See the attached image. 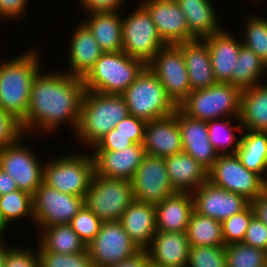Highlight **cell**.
I'll use <instances>...</instances> for the list:
<instances>
[{
	"label": "cell",
	"mask_w": 267,
	"mask_h": 267,
	"mask_svg": "<svg viewBox=\"0 0 267 267\" xmlns=\"http://www.w3.org/2000/svg\"><path fill=\"white\" fill-rule=\"evenodd\" d=\"M185 233L190 247L225 246L222 236V222L201 215L195 210L191 213Z\"/></svg>",
	"instance_id": "836d02e7"
},
{
	"label": "cell",
	"mask_w": 267,
	"mask_h": 267,
	"mask_svg": "<svg viewBox=\"0 0 267 267\" xmlns=\"http://www.w3.org/2000/svg\"><path fill=\"white\" fill-rule=\"evenodd\" d=\"M149 266H150V261L148 253L146 250H141L135 256L127 260H123L122 262L110 267H149Z\"/></svg>",
	"instance_id": "f907efd6"
},
{
	"label": "cell",
	"mask_w": 267,
	"mask_h": 267,
	"mask_svg": "<svg viewBox=\"0 0 267 267\" xmlns=\"http://www.w3.org/2000/svg\"><path fill=\"white\" fill-rule=\"evenodd\" d=\"M187 267H227L225 246L190 247Z\"/></svg>",
	"instance_id": "60d3db41"
},
{
	"label": "cell",
	"mask_w": 267,
	"mask_h": 267,
	"mask_svg": "<svg viewBox=\"0 0 267 267\" xmlns=\"http://www.w3.org/2000/svg\"><path fill=\"white\" fill-rule=\"evenodd\" d=\"M120 12H90L81 20L104 52L122 51L123 31Z\"/></svg>",
	"instance_id": "83f0119b"
},
{
	"label": "cell",
	"mask_w": 267,
	"mask_h": 267,
	"mask_svg": "<svg viewBox=\"0 0 267 267\" xmlns=\"http://www.w3.org/2000/svg\"><path fill=\"white\" fill-rule=\"evenodd\" d=\"M143 146L145 154L162 158L183 152L178 108L171 115L146 122Z\"/></svg>",
	"instance_id": "ac0fdd59"
},
{
	"label": "cell",
	"mask_w": 267,
	"mask_h": 267,
	"mask_svg": "<svg viewBox=\"0 0 267 267\" xmlns=\"http://www.w3.org/2000/svg\"><path fill=\"white\" fill-rule=\"evenodd\" d=\"M94 267H110L141 250L124 231L119 221L102 222L97 236L87 245Z\"/></svg>",
	"instance_id": "4fadbf2b"
},
{
	"label": "cell",
	"mask_w": 267,
	"mask_h": 267,
	"mask_svg": "<svg viewBox=\"0 0 267 267\" xmlns=\"http://www.w3.org/2000/svg\"><path fill=\"white\" fill-rule=\"evenodd\" d=\"M95 174L131 181L145 155L143 144L135 143L119 151L92 150Z\"/></svg>",
	"instance_id": "d6986e66"
},
{
	"label": "cell",
	"mask_w": 267,
	"mask_h": 267,
	"mask_svg": "<svg viewBox=\"0 0 267 267\" xmlns=\"http://www.w3.org/2000/svg\"><path fill=\"white\" fill-rule=\"evenodd\" d=\"M122 13V51L130 57L142 60L146 65L166 43L146 10L139 2L127 15Z\"/></svg>",
	"instance_id": "9c48e42d"
},
{
	"label": "cell",
	"mask_w": 267,
	"mask_h": 267,
	"mask_svg": "<svg viewBox=\"0 0 267 267\" xmlns=\"http://www.w3.org/2000/svg\"><path fill=\"white\" fill-rule=\"evenodd\" d=\"M16 190L18 187L13 177L0 168V196Z\"/></svg>",
	"instance_id": "f5cc1de1"
},
{
	"label": "cell",
	"mask_w": 267,
	"mask_h": 267,
	"mask_svg": "<svg viewBox=\"0 0 267 267\" xmlns=\"http://www.w3.org/2000/svg\"><path fill=\"white\" fill-rule=\"evenodd\" d=\"M182 54L191 91L208 88L218 83L211 66L209 49L203 39L182 43Z\"/></svg>",
	"instance_id": "4316f807"
},
{
	"label": "cell",
	"mask_w": 267,
	"mask_h": 267,
	"mask_svg": "<svg viewBox=\"0 0 267 267\" xmlns=\"http://www.w3.org/2000/svg\"><path fill=\"white\" fill-rule=\"evenodd\" d=\"M192 196L197 213L219 222L244 210L251 203L244 196L222 189L208 180Z\"/></svg>",
	"instance_id": "2e32d148"
},
{
	"label": "cell",
	"mask_w": 267,
	"mask_h": 267,
	"mask_svg": "<svg viewBox=\"0 0 267 267\" xmlns=\"http://www.w3.org/2000/svg\"><path fill=\"white\" fill-rule=\"evenodd\" d=\"M21 140L0 149V168L13 177L18 190L33 195L43 182L44 164Z\"/></svg>",
	"instance_id": "5bb4252c"
},
{
	"label": "cell",
	"mask_w": 267,
	"mask_h": 267,
	"mask_svg": "<svg viewBox=\"0 0 267 267\" xmlns=\"http://www.w3.org/2000/svg\"><path fill=\"white\" fill-rule=\"evenodd\" d=\"M239 120L243 129L267 132V81L242 91Z\"/></svg>",
	"instance_id": "f546056e"
},
{
	"label": "cell",
	"mask_w": 267,
	"mask_h": 267,
	"mask_svg": "<svg viewBox=\"0 0 267 267\" xmlns=\"http://www.w3.org/2000/svg\"><path fill=\"white\" fill-rule=\"evenodd\" d=\"M7 228H10L6 225V223L4 222L1 214H0V237L4 240V234L6 235V230Z\"/></svg>",
	"instance_id": "db71d44e"
},
{
	"label": "cell",
	"mask_w": 267,
	"mask_h": 267,
	"mask_svg": "<svg viewBox=\"0 0 267 267\" xmlns=\"http://www.w3.org/2000/svg\"><path fill=\"white\" fill-rule=\"evenodd\" d=\"M121 95L126 102L129 115L146 122L171 115L178 108L148 66Z\"/></svg>",
	"instance_id": "5b68a950"
},
{
	"label": "cell",
	"mask_w": 267,
	"mask_h": 267,
	"mask_svg": "<svg viewBox=\"0 0 267 267\" xmlns=\"http://www.w3.org/2000/svg\"><path fill=\"white\" fill-rule=\"evenodd\" d=\"M147 66L157 76L167 95L177 106L188 97L191 88L182 54V43L164 45Z\"/></svg>",
	"instance_id": "8fae6325"
},
{
	"label": "cell",
	"mask_w": 267,
	"mask_h": 267,
	"mask_svg": "<svg viewBox=\"0 0 267 267\" xmlns=\"http://www.w3.org/2000/svg\"><path fill=\"white\" fill-rule=\"evenodd\" d=\"M39 242L46 251L60 254H77L87 250L70 224H57L39 229Z\"/></svg>",
	"instance_id": "1f68e13d"
},
{
	"label": "cell",
	"mask_w": 267,
	"mask_h": 267,
	"mask_svg": "<svg viewBox=\"0 0 267 267\" xmlns=\"http://www.w3.org/2000/svg\"><path fill=\"white\" fill-rule=\"evenodd\" d=\"M242 243L267 252V225L256 215L251 218Z\"/></svg>",
	"instance_id": "f6af8a7d"
},
{
	"label": "cell",
	"mask_w": 267,
	"mask_h": 267,
	"mask_svg": "<svg viewBox=\"0 0 267 267\" xmlns=\"http://www.w3.org/2000/svg\"><path fill=\"white\" fill-rule=\"evenodd\" d=\"M77 25L68 43L69 55L67 58L70 68L66 73L83 79L104 51L82 21Z\"/></svg>",
	"instance_id": "603a6c76"
},
{
	"label": "cell",
	"mask_w": 267,
	"mask_h": 267,
	"mask_svg": "<svg viewBox=\"0 0 267 267\" xmlns=\"http://www.w3.org/2000/svg\"><path fill=\"white\" fill-rule=\"evenodd\" d=\"M101 225L102 221L85 204L70 222L72 229L86 245L97 236Z\"/></svg>",
	"instance_id": "b9f144b4"
},
{
	"label": "cell",
	"mask_w": 267,
	"mask_h": 267,
	"mask_svg": "<svg viewBox=\"0 0 267 267\" xmlns=\"http://www.w3.org/2000/svg\"><path fill=\"white\" fill-rule=\"evenodd\" d=\"M146 66L123 51L104 52L83 78L85 90L121 95Z\"/></svg>",
	"instance_id": "277c9868"
},
{
	"label": "cell",
	"mask_w": 267,
	"mask_h": 267,
	"mask_svg": "<svg viewBox=\"0 0 267 267\" xmlns=\"http://www.w3.org/2000/svg\"><path fill=\"white\" fill-rule=\"evenodd\" d=\"M119 222L140 250H146L157 232L155 205L134 200Z\"/></svg>",
	"instance_id": "cb8c5ba5"
},
{
	"label": "cell",
	"mask_w": 267,
	"mask_h": 267,
	"mask_svg": "<svg viewBox=\"0 0 267 267\" xmlns=\"http://www.w3.org/2000/svg\"><path fill=\"white\" fill-rule=\"evenodd\" d=\"M242 32V45L251 49L267 65V17L249 14Z\"/></svg>",
	"instance_id": "8d00e7d4"
},
{
	"label": "cell",
	"mask_w": 267,
	"mask_h": 267,
	"mask_svg": "<svg viewBox=\"0 0 267 267\" xmlns=\"http://www.w3.org/2000/svg\"><path fill=\"white\" fill-rule=\"evenodd\" d=\"M203 40L209 49L211 66L217 82L232 84L233 70L242 45L241 40L225 28Z\"/></svg>",
	"instance_id": "7402d4cb"
},
{
	"label": "cell",
	"mask_w": 267,
	"mask_h": 267,
	"mask_svg": "<svg viewBox=\"0 0 267 267\" xmlns=\"http://www.w3.org/2000/svg\"><path fill=\"white\" fill-rule=\"evenodd\" d=\"M255 215L250 203L244 210L232 215L222 222V236L225 245L240 243L244 240L247 227Z\"/></svg>",
	"instance_id": "f35d334b"
},
{
	"label": "cell",
	"mask_w": 267,
	"mask_h": 267,
	"mask_svg": "<svg viewBox=\"0 0 267 267\" xmlns=\"http://www.w3.org/2000/svg\"><path fill=\"white\" fill-rule=\"evenodd\" d=\"M183 11L189 32L196 39H203L219 32L223 28L215 13L212 0H175ZM218 15V17H217Z\"/></svg>",
	"instance_id": "f1b7e54d"
},
{
	"label": "cell",
	"mask_w": 267,
	"mask_h": 267,
	"mask_svg": "<svg viewBox=\"0 0 267 267\" xmlns=\"http://www.w3.org/2000/svg\"><path fill=\"white\" fill-rule=\"evenodd\" d=\"M255 215L267 225V189L251 202Z\"/></svg>",
	"instance_id": "816d5d0a"
},
{
	"label": "cell",
	"mask_w": 267,
	"mask_h": 267,
	"mask_svg": "<svg viewBox=\"0 0 267 267\" xmlns=\"http://www.w3.org/2000/svg\"><path fill=\"white\" fill-rule=\"evenodd\" d=\"M28 2L29 0H0V23L4 18V20H18L17 24H19L21 18H26Z\"/></svg>",
	"instance_id": "c3c4849f"
},
{
	"label": "cell",
	"mask_w": 267,
	"mask_h": 267,
	"mask_svg": "<svg viewBox=\"0 0 267 267\" xmlns=\"http://www.w3.org/2000/svg\"><path fill=\"white\" fill-rule=\"evenodd\" d=\"M134 201L132 182L94 173L84 204L102 222L119 221Z\"/></svg>",
	"instance_id": "ba28073f"
},
{
	"label": "cell",
	"mask_w": 267,
	"mask_h": 267,
	"mask_svg": "<svg viewBox=\"0 0 267 267\" xmlns=\"http://www.w3.org/2000/svg\"><path fill=\"white\" fill-rule=\"evenodd\" d=\"M149 267H158V266H155V265H153V264H150V266Z\"/></svg>",
	"instance_id": "6f0895ef"
},
{
	"label": "cell",
	"mask_w": 267,
	"mask_h": 267,
	"mask_svg": "<svg viewBox=\"0 0 267 267\" xmlns=\"http://www.w3.org/2000/svg\"><path fill=\"white\" fill-rule=\"evenodd\" d=\"M134 144L132 136L120 133L116 128H113L105 134L92 149L119 151Z\"/></svg>",
	"instance_id": "bcb514c9"
},
{
	"label": "cell",
	"mask_w": 267,
	"mask_h": 267,
	"mask_svg": "<svg viewBox=\"0 0 267 267\" xmlns=\"http://www.w3.org/2000/svg\"><path fill=\"white\" fill-rule=\"evenodd\" d=\"M126 0H78L81 10L90 12H120Z\"/></svg>",
	"instance_id": "681fc988"
},
{
	"label": "cell",
	"mask_w": 267,
	"mask_h": 267,
	"mask_svg": "<svg viewBox=\"0 0 267 267\" xmlns=\"http://www.w3.org/2000/svg\"><path fill=\"white\" fill-rule=\"evenodd\" d=\"M178 126L183 152L209 170L219 157L208 135L207 121L191 118L178 108Z\"/></svg>",
	"instance_id": "ffe728a7"
},
{
	"label": "cell",
	"mask_w": 267,
	"mask_h": 267,
	"mask_svg": "<svg viewBox=\"0 0 267 267\" xmlns=\"http://www.w3.org/2000/svg\"><path fill=\"white\" fill-rule=\"evenodd\" d=\"M5 243L0 247V267H4Z\"/></svg>",
	"instance_id": "11a10c76"
},
{
	"label": "cell",
	"mask_w": 267,
	"mask_h": 267,
	"mask_svg": "<svg viewBox=\"0 0 267 267\" xmlns=\"http://www.w3.org/2000/svg\"><path fill=\"white\" fill-rule=\"evenodd\" d=\"M55 158L44 163L43 182L62 193L85 198L95 173L92 154L74 152Z\"/></svg>",
	"instance_id": "8992f818"
},
{
	"label": "cell",
	"mask_w": 267,
	"mask_h": 267,
	"mask_svg": "<svg viewBox=\"0 0 267 267\" xmlns=\"http://www.w3.org/2000/svg\"><path fill=\"white\" fill-rule=\"evenodd\" d=\"M164 159L175 192L193 193L208 180V170L184 152Z\"/></svg>",
	"instance_id": "d4e9b609"
},
{
	"label": "cell",
	"mask_w": 267,
	"mask_h": 267,
	"mask_svg": "<svg viewBox=\"0 0 267 267\" xmlns=\"http://www.w3.org/2000/svg\"><path fill=\"white\" fill-rule=\"evenodd\" d=\"M132 188L134 200L157 205L176 192L170 182L165 159L145 154L135 175Z\"/></svg>",
	"instance_id": "9a60e30c"
},
{
	"label": "cell",
	"mask_w": 267,
	"mask_h": 267,
	"mask_svg": "<svg viewBox=\"0 0 267 267\" xmlns=\"http://www.w3.org/2000/svg\"><path fill=\"white\" fill-rule=\"evenodd\" d=\"M38 246L40 267H94L87 250L77 254H60L48 252L40 244Z\"/></svg>",
	"instance_id": "ab89813d"
},
{
	"label": "cell",
	"mask_w": 267,
	"mask_h": 267,
	"mask_svg": "<svg viewBox=\"0 0 267 267\" xmlns=\"http://www.w3.org/2000/svg\"><path fill=\"white\" fill-rule=\"evenodd\" d=\"M234 120L237 123L235 125L232 124ZM207 126L211 144L219 155L236 154L240 146L241 137L238 138L235 131H237L236 133H242L241 130H243L239 117L210 120L207 121Z\"/></svg>",
	"instance_id": "e575fe53"
},
{
	"label": "cell",
	"mask_w": 267,
	"mask_h": 267,
	"mask_svg": "<svg viewBox=\"0 0 267 267\" xmlns=\"http://www.w3.org/2000/svg\"><path fill=\"white\" fill-rule=\"evenodd\" d=\"M24 136L21 122L0 107V149L16 143Z\"/></svg>",
	"instance_id": "ee69618b"
},
{
	"label": "cell",
	"mask_w": 267,
	"mask_h": 267,
	"mask_svg": "<svg viewBox=\"0 0 267 267\" xmlns=\"http://www.w3.org/2000/svg\"><path fill=\"white\" fill-rule=\"evenodd\" d=\"M227 267H266L267 252L240 243L225 245Z\"/></svg>",
	"instance_id": "74e56055"
},
{
	"label": "cell",
	"mask_w": 267,
	"mask_h": 267,
	"mask_svg": "<svg viewBox=\"0 0 267 267\" xmlns=\"http://www.w3.org/2000/svg\"><path fill=\"white\" fill-rule=\"evenodd\" d=\"M145 124V120L128 115L118 124H116L115 128L120 133L132 136V141L134 143L143 144Z\"/></svg>",
	"instance_id": "7dc6e473"
},
{
	"label": "cell",
	"mask_w": 267,
	"mask_h": 267,
	"mask_svg": "<svg viewBox=\"0 0 267 267\" xmlns=\"http://www.w3.org/2000/svg\"><path fill=\"white\" fill-rule=\"evenodd\" d=\"M84 92L82 78L68 75L63 70L50 73L41 70L32 83L27 116L21 122L24 134L35 130L56 134L63 123L75 132Z\"/></svg>",
	"instance_id": "6da1fadb"
},
{
	"label": "cell",
	"mask_w": 267,
	"mask_h": 267,
	"mask_svg": "<svg viewBox=\"0 0 267 267\" xmlns=\"http://www.w3.org/2000/svg\"><path fill=\"white\" fill-rule=\"evenodd\" d=\"M18 247L7 246L5 242V260L4 267H40V258L38 251L27 246ZM37 252V253H36Z\"/></svg>",
	"instance_id": "7bdbcfd3"
},
{
	"label": "cell",
	"mask_w": 267,
	"mask_h": 267,
	"mask_svg": "<svg viewBox=\"0 0 267 267\" xmlns=\"http://www.w3.org/2000/svg\"><path fill=\"white\" fill-rule=\"evenodd\" d=\"M40 53L30 47L15 59L0 61V107L20 122L27 116L32 83L43 67Z\"/></svg>",
	"instance_id": "7a4b0ae2"
},
{
	"label": "cell",
	"mask_w": 267,
	"mask_h": 267,
	"mask_svg": "<svg viewBox=\"0 0 267 267\" xmlns=\"http://www.w3.org/2000/svg\"><path fill=\"white\" fill-rule=\"evenodd\" d=\"M150 14L157 31L166 44L195 40L189 32L186 17L175 0H140Z\"/></svg>",
	"instance_id": "e0dca14e"
},
{
	"label": "cell",
	"mask_w": 267,
	"mask_h": 267,
	"mask_svg": "<svg viewBox=\"0 0 267 267\" xmlns=\"http://www.w3.org/2000/svg\"><path fill=\"white\" fill-rule=\"evenodd\" d=\"M267 72L266 63L251 49L241 45L236 67L233 70L232 85L241 91L261 84Z\"/></svg>",
	"instance_id": "d6a6232c"
},
{
	"label": "cell",
	"mask_w": 267,
	"mask_h": 267,
	"mask_svg": "<svg viewBox=\"0 0 267 267\" xmlns=\"http://www.w3.org/2000/svg\"><path fill=\"white\" fill-rule=\"evenodd\" d=\"M194 210L192 193H179L165 198L155 205L157 231L186 232Z\"/></svg>",
	"instance_id": "484cf974"
},
{
	"label": "cell",
	"mask_w": 267,
	"mask_h": 267,
	"mask_svg": "<svg viewBox=\"0 0 267 267\" xmlns=\"http://www.w3.org/2000/svg\"><path fill=\"white\" fill-rule=\"evenodd\" d=\"M241 93L230 83L218 82L211 87L191 91L178 108L185 115L202 121L239 117Z\"/></svg>",
	"instance_id": "52a82bcc"
},
{
	"label": "cell",
	"mask_w": 267,
	"mask_h": 267,
	"mask_svg": "<svg viewBox=\"0 0 267 267\" xmlns=\"http://www.w3.org/2000/svg\"><path fill=\"white\" fill-rule=\"evenodd\" d=\"M236 152L242 165L267 182V132L243 129Z\"/></svg>",
	"instance_id": "4dcf8cb0"
},
{
	"label": "cell",
	"mask_w": 267,
	"mask_h": 267,
	"mask_svg": "<svg viewBox=\"0 0 267 267\" xmlns=\"http://www.w3.org/2000/svg\"><path fill=\"white\" fill-rule=\"evenodd\" d=\"M208 181L242 195L250 202L267 189V182L259 174L246 169L237 154L219 155L208 170Z\"/></svg>",
	"instance_id": "30bf717a"
},
{
	"label": "cell",
	"mask_w": 267,
	"mask_h": 267,
	"mask_svg": "<svg viewBox=\"0 0 267 267\" xmlns=\"http://www.w3.org/2000/svg\"><path fill=\"white\" fill-rule=\"evenodd\" d=\"M129 115L122 95L85 90L74 140L92 149L97 142ZM77 138V139H76Z\"/></svg>",
	"instance_id": "3957f363"
},
{
	"label": "cell",
	"mask_w": 267,
	"mask_h": 267,
	"mask_svg": "<svg viewBox=\"0 0 267 267\" xmlns=\"http://www.w3.org/2000/svg\"><path fill=\"white\" fill-rule=\"evenodd\" d=\"M146 251L155 266L187 267L190 244L185 232L157 231Z\"/></svg>",
	"instance_id": "44dd1931"
},
{
	"label": "cell",
	"mask_w": 267,
	"mask_h": 267,
	"mask_svg": "<svg viewBox=\"0 0 267 267\" xmlns=\"http://www.w3.org/2000/svg\"><path fill=\"white\" fill-rule=\"evenodd\" d=\"M4 241H5V240H3V239L0 237V247L5 243Z\"/></svg>",
	"instance_id": "9f6ffc18"
},
{
	"label": "cell",
	"mask_w": 267,
	"mask_h": 267,
	"mask_svg": "<svg viewBox=\"0 0 267 267\" xmlns=\"http://www.w3.org/2000/svg\"><path fill=\"white\" fill-rule=\"evenodd\" d=\"M36 227L46 228L57 224H70L84 205V197L62 193L44 182L32 195Z\"/></svg>",
	"instance_id": "7c38bea8"
},
{
	"label": "cell",
	"mask_w": 267,
	"mask_h": 267,
	"mask_svg": "<svg viewBox=\"0 0 267 267\" xmlns=\"http://www.w3.org/2000/svg\"><path fill=\"white\" fill-rule=\"evenodd\" d=\"M0 214L7 226L22 218H32V195L22 190H16L0 196Z\"/></svg>",
	"instance_id": "d590c367"
}]
</instances>
